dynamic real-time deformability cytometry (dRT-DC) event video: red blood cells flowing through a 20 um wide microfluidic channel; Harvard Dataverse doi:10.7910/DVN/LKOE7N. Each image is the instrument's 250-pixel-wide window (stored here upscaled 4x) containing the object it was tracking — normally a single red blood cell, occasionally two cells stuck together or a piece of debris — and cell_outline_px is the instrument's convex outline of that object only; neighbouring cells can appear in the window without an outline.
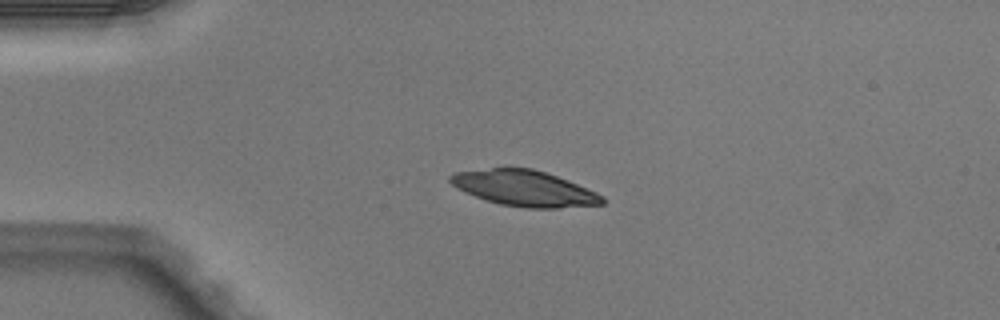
{"species": "Egyptian fruit bat (a non-hibernating species)", "species_latin": "Rousettus aegyptiacus", "temperature_condition": "warm", "stored_images_in_passage": 4, "camera_frame_rate_fps": 3000, "um_per_image_px": 0.085, "animal": {"sex": "male"}, "frame": {"image": 1, "passage_image": 1, "time_ms": 0.0, "image_size_px": [1000, 320], "cell_outline_px": [[604, 204], [560, 208], [528, 208], [500, 204], [464, 192], [456, 188], [448, 180], [448, 176], [452, 172], [492, 168], [532, 168], [568, 180], [596, 192], [604, 196]], "centroid_in_image_um": [44.56, 16.0], "position_along_channel_um": 40.4, "area_um2": 31.56}}
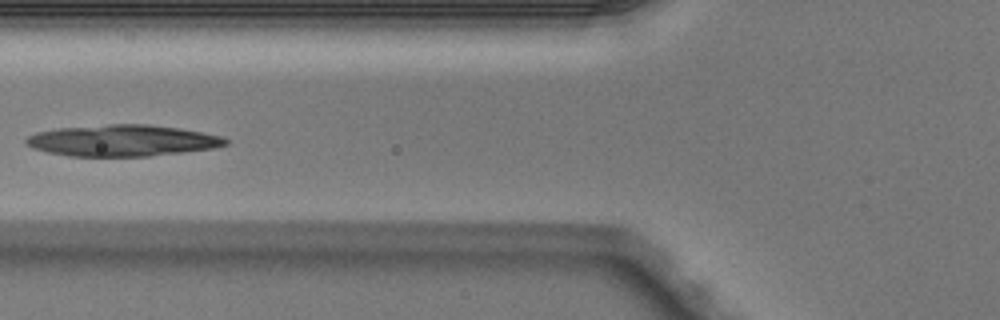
{"frame": {"image": 2, "passage_image": 3, "time_ms": 0.667, "image_size_px": [1000, 320], "cell_outline_px": [[228, 144], [216, 148], [148, 156], [68, 156], [48, 152], [32, 148], [24, 144], [24, 140], [28, 136], [36, 132], [60, 128], [108, 124], [148, 124], [180, 128], [220, 136], [228, 140]], "centroid_in_image_um": [10.37, 11.95], "position_along_channel_um": 115.4, "area_um2": 36.47}}
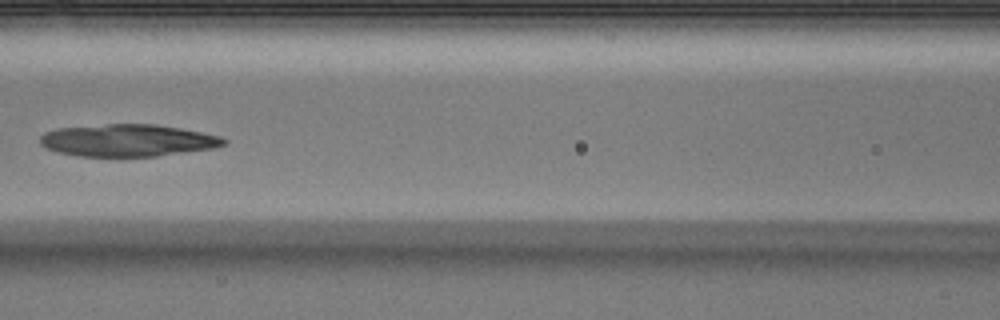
{"frame": {"image": 3, "passage_image": 4, "time_ms": 1.0, "image_size_px": [1000, 320], "cell_outline_px": [[228, 144], [212, 148], [156, 156], [76, 156], [60, 152], [48, 148], [40, 144], [40, 136], [44, 132], [60, 128], [108, 124], [152, 124], [180, 128], [220, 136], [228, 140]], "centroid_in_image_um": [10.87, 11.93], "position_along_channel_um": 155.7, "area_um2": 34.16}}